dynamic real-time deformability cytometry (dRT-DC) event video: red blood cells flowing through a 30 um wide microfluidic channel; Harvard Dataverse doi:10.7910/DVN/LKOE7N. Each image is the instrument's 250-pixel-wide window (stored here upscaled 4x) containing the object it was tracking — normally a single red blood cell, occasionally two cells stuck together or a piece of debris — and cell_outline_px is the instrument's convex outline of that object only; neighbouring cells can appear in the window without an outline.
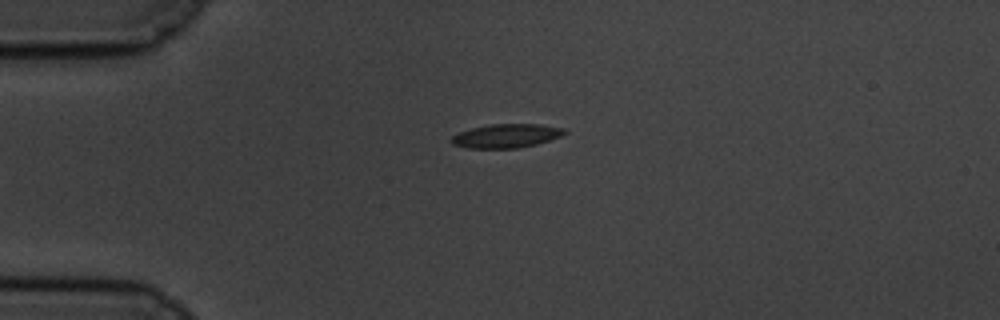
{"species": "common noctule bat (a hibernating species)", "species_latin": "Nyctalus noctula", "temperature_condition": "cold", "stored_images_in_passage": 39, "camera_frame_rate_fps": 3000, "um_per_image_px": 0.085, "animal": {"sex": "male", "body_mass_g": 19.5, "forearm_length_mm": 54.6}, "frame": {"image": 1, "passage_image": 1, "time_ms": 0.0, "image_size_px": [1000, 320], "cell_outline_px": [[568, 132], [560, 136], [536, 144], [516, 148], [468, 148], [452, 144], [448, 140], [452, 136], [460, 132], [472, 128], [488, 124], [540, 124], [564, 128]], "centroid_in_image_um": [43.01, 11.54], "position_along_channel_um": 42.0, "area_um2": 15.66}}
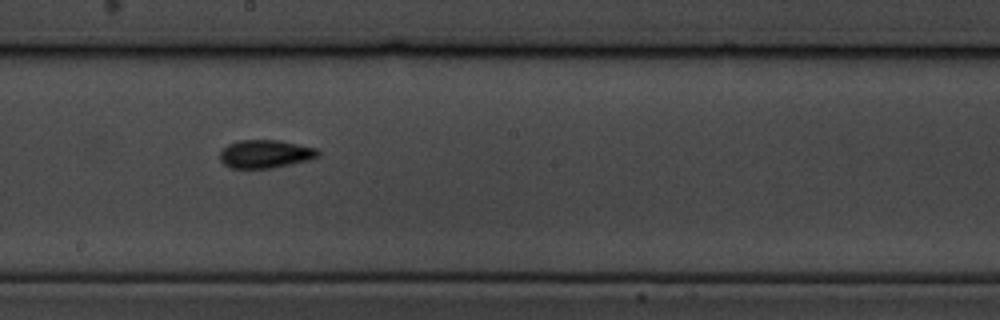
{"frame": {"image": 2, "passage_image": 19, "time_ms": 6.0, "image_size_px": [1000, 320], "cell_outline_px": [[320, 156], [308, 160], [272, 168], [232, 168], [224, 164], [220, 160], [220, 152], [228, 144], [236, 140], [280, 140], [316, 148], [320, 152]], "centroid_in_image_um": [22.55, 13.08], "position_along_channel_um": 225.6, "area_um2": 16.13}}
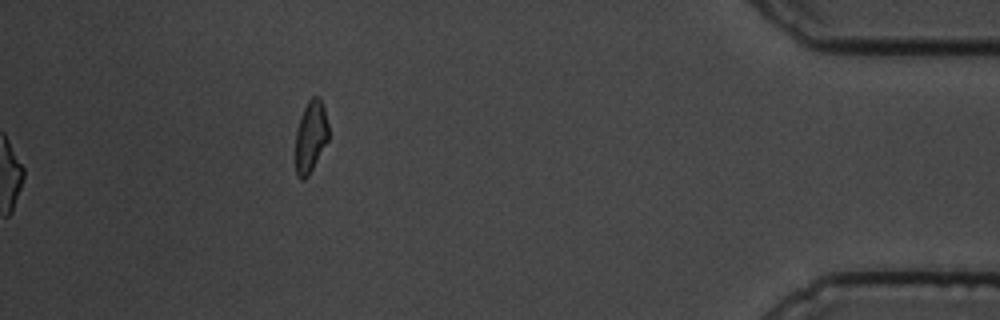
{"frame": {"image": 3, "passage_image": 39, "time_ms": 12.667, "image_size_px": [1000, 320], "cell_outline_px": [[328, 140], [308, 176], [304, 180], [300, 180], [296, 176], [296, 132], [300, 116], [308, 100], [312, 96], [320, 96], [324, 108], [328, 124]], "centroid_in_image_um": [26.4, 11.6], "position_along_channel_um": 408.8, "area_um2": 13.81}, "authors_computed_cell_mechanics": {"area_um2": 15.6638, "velocity_mm_per_s": 3.4892, "shape_relaxation_time_tau1_ms": 3.5373, "shape_relaxation_time_tau2_ms": 3.0263, "deformation_change_tau1": 0.0994, "deformation_change_tau2": 0.0917}}